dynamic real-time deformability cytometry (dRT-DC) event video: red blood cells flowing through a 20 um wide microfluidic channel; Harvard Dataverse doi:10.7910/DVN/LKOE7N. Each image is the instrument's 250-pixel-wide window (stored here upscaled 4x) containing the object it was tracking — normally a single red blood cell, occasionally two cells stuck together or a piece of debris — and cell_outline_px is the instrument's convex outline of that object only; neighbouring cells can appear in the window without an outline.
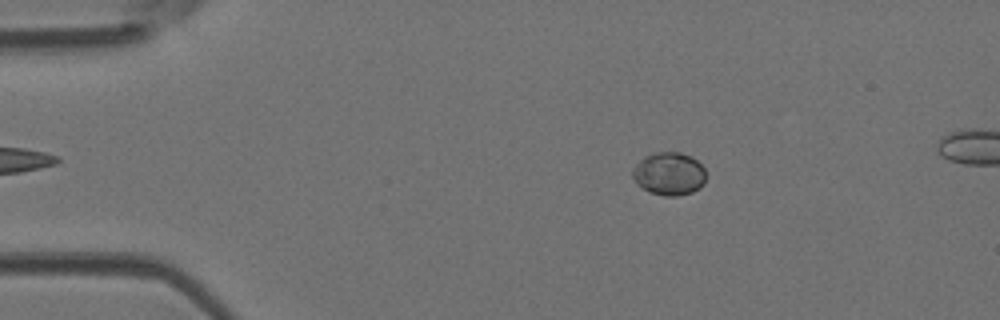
{"species": "Egyptian fruit bat (a non-hibernating species)", "species_latin": "Rousettus aegyptiacus", "temperature_condition": "room temperature", "stored_images_in_passage": 46, "camera_frame_rate_fps": 3000, "um_per_image_px": 0.085, "animal": {"sex": "female"}, "frame": {"image": 1, "passage_image": 8, "time_ms": 2.333, "image_size_px": [1000, 320], "cell_outline_px": [[704, 184], [700, 188], [692, 192], [676, 196], [664, 196], [648, 192], [632, 176], [632, 168], [644, 156], [652, 152], [680, 152], [692, 156], [704, 168]], "centroid_in_image_um": [56.87, 14.76], "position_along_channel_um": 28.1, "area_um2": 18.38}}
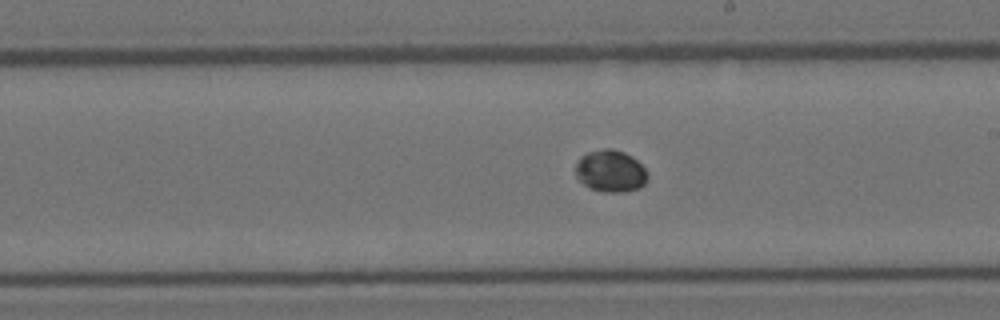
{"frame": {"image": 2, "passage_image": 27, "time_ms": 8.667, "image_size_px": [1000, 320], "cell_outline_px": [[648, 176], [644, 184], [640, 188], [624, 192], [604, 192], [588, 188], [576, 176], [576, 164], [580, 156], [588, 152], [604, 148], [612, 148], [624, 152], [632, 156], [648, 172]], "centroid_in_image_um": [51.89, 14.54], "position_along_channel_um": 237.1, "area_um2": 17.74}}
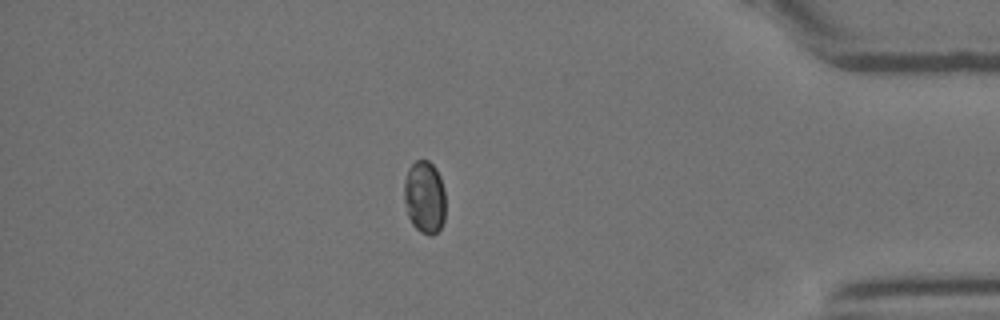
{"frame": {"image": 3, "passage_image": 41, "time_ms": 13.333, "image_size_px": [1000, 320], "cell_outline_px": [[444, 220], [440, 228], [432, 236], [428, 236], [420, 232], [412, 224], [408, 216], [404, 200], [404, 180], [408, 168], [416, 160], [428, 160], [436, 168], [440, 176], [444, 188]], "centroid_in_image_um": [36.08, 16.76], "position_along_channel_um": 399.1, "area_um2": 17.69}}